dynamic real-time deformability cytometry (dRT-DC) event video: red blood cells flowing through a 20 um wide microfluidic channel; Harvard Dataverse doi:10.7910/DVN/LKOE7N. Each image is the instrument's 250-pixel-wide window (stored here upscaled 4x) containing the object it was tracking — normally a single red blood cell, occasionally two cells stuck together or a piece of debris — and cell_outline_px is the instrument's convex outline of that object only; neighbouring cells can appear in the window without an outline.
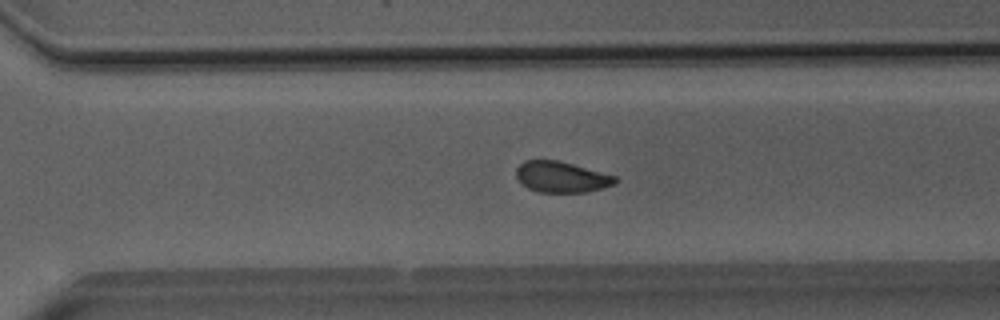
{"species": "Egyptian fruit bat (a non-hibernating species)", "species_latin": "Rousettus aegyptiacus", "temperature_condition": "room temperature", "stored_images_in_passage": 52, "camera_frame_rate_fps": 3000, "um_per_image_px": 0.085, "animal": {"sex": "male"}, "frame": {"image": 1, "passage_image": 36, "time_ms": 11.667, "image_size_px": [1000, 320], "cell_outline_px": [[616, 180], [612, 184], [588, 192], [540, 192], [528, 188], [520, 184], [516, 176], [516, 168], [524, 160], [560, 160], [616, 176]], "centroid_in_image_um": [47.66, 15.03], "position_along_channel_um": 322.9, "area_um2": 17.8}}
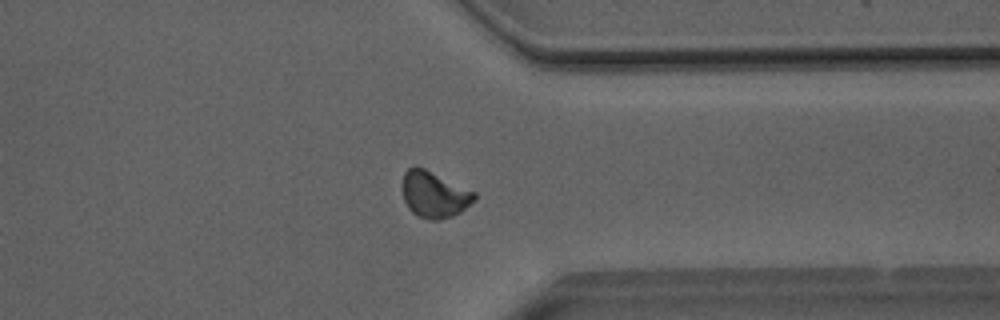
{"frame": {"image": 2, "passage_image": 40, "time_ms": 13.0, "image_size_px": [1000, 320], "cell_outline_px": [[476, 200], [460, 212], [452, 216], [440, 220], [432, 220], [420, 216], [412, 212], [408, 208], [404, 200], [404, 172], [408, 168], [424, 168], [476, 192]], "centroid_in_image_um": [36.95, 16.55], "position_along_channel_um": 374.4, "area_um2": 19.07}, "authors_computed_cell_mechanics": {"area_um2": 19.0451, "velocity_mm_per_s": 4.0688, "shape_relaxation_time_tau1_ms": null, "shape_relaxation_time_tau2_ms": 1.8084, "deformation_change_tau1": null, "deformation_change_tau2": 0.0653}}